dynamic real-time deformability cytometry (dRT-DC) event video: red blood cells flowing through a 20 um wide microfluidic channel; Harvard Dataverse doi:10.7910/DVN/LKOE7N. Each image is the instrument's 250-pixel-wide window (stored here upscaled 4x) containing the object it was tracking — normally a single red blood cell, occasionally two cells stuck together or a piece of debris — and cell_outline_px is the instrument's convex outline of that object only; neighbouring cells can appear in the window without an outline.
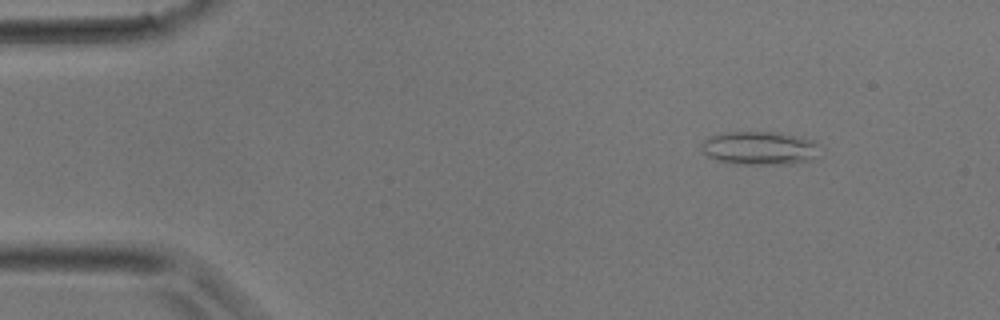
{"species": "common noctule bat (a hibernating species)", "species_latin": "Nyctalus noctula", "temperature_condition": "room temperature", "stored_images_in_passage": 40, "camera_frame_rate_fps": 3000, "um_per_image_px": 0.085, "animal": {"sex": "male", "body_mass_g": 17.9}, "frame": {"image": 1, "passage_image": 5, "time_ms": 1.333, "image_size_px": [1000, 320], "cell_outline_px": [[820, 144], [812, 156], [808, 160], [792, 164], [736, 164], [716, 160], [708, 156], [700, 148], [704, 140], [712, 136], [728, 132], [776, 132], [800, 136], [816, 140]], "centroid_in_image_um": [64.56, 12.58], "position_along_channel_um": 20.4, "area_um2": 22.95}}
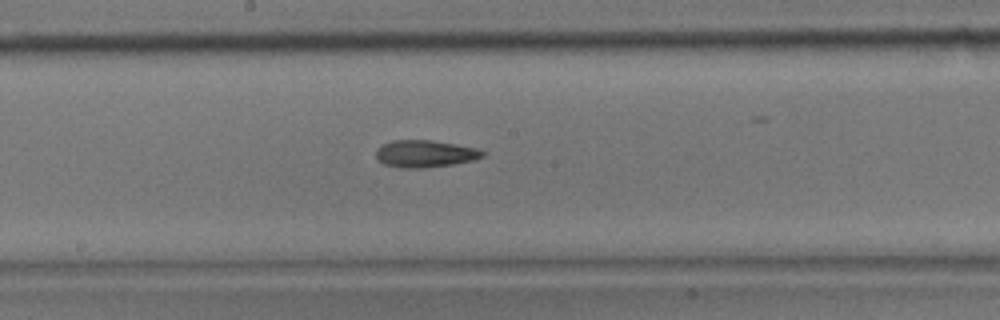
{"frame": {"image": 2, "passage_image": 21, "time_ms": 6.667, "image_size_px": [1000, 320], "cell_outline_px": [[484, 156], [472, 160], [452, 164], [424, 168], [400, 168], [384, 164], [376, 156], [376, 152], [384, 144], [392, 140], [432, 140], [456, 144], [476, 148], [484, 152]], "centroid_in_image_um": [36.13, 13.07], "position_along_channel_um": 212.1, "area_um2": 16.65}}
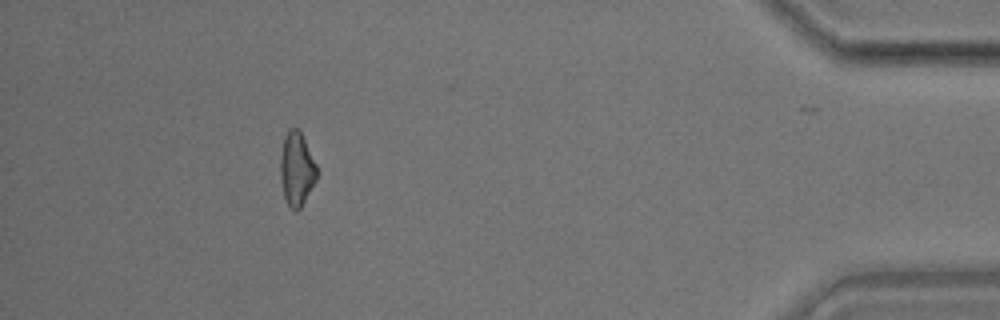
{"frame": {"image": 3, "passage_image": 36, "time_ms": 11.667, "image_size_px": [1000, 320], "cell_outline_px": [[320, 172], [316, 180], [300, 208], [296, 212], [288, 204], [284, 196], [280, 176], [280, 156], [284, 136], [288, 128], [296, 128], [300, 132]], "centroid_in_image_um": [25.22, 14.36], "position_along_channel_um": 410.0, "area_um2": 15.61}}